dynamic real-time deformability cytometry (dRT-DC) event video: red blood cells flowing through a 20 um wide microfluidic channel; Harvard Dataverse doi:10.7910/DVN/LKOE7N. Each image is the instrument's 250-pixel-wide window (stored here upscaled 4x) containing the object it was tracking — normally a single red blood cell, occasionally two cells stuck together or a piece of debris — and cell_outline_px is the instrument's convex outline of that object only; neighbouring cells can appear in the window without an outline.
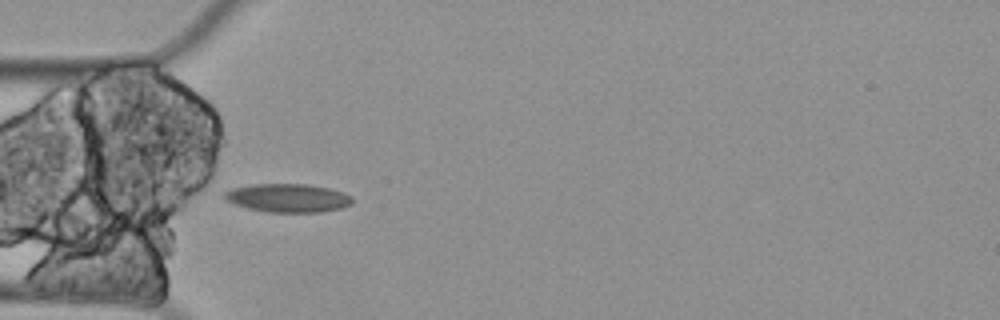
{"species": "Egyptian fruit bat (a non-hibernating species)", "species_latin": "Rousettus aegyptiacus", "temperature_condition": "cold", "stored_images_in_passage": 6, "camera_frame_rate_fps": 3000, "um_per_image_px": 0.085, "animal": {"sex": "female"}, "frame": {"image": 1, "passage_image": 4, "time_ms": 1.0, "image_size_px": [1000, 320], "cell_outline_px": [[352, 204], [344, 208], [320, 212], [268, 212], [248, 208], [224, 200], [224, 192], [232, 188], [252, 184], [308, 184], [328, 188], [344, 192], [352, 196]], "centroid_in_image_um": [24.5, 16.82], "position_along_channel_um": 60.5, "area_um2": 21.33}}
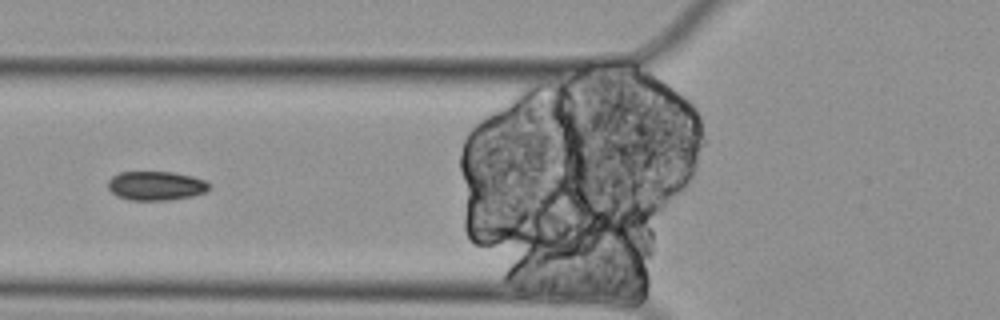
{"frame": {"image": 2, "passage_image": 5, "time_ms": 1.333, "image_size_px": [1000, 320], "cell_outline_px": [[212, 188], [208, 192], [192, 196], [172, 200], [128, 200], [116, 196], [108, 188], [108, 180], [112, 176], [120, 172], [172, 172], [192, 176], [204, 180], [212, 184]], "centroid_in_image_um": [13.3, 15.8], "position_along_channel_um": 112.5, "area_um2": 17.46}}
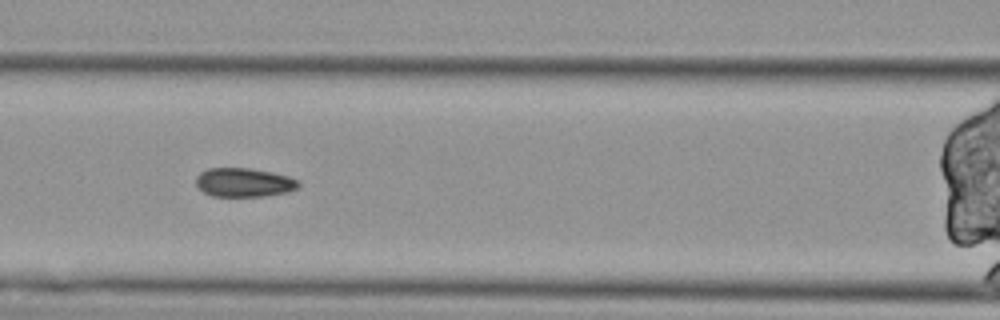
{"frame": {"image": 3, "passage_image": 6, "time_ms": 1.667, "image_size_px": [1000, 320], "cell_outline_px": [[300, 184], [296, 188], [288, 192], [264, 196], [212, 196], [204, 192], [196, 184], [196, 176], [200, 172], [208, 168], [248, 168], [272, 172], [288, 176], [300, 180]], "centroid_in_image_um": [20.74, 15.5], "position_along_channel_um": 145.9, "area_um2": 17.28}}